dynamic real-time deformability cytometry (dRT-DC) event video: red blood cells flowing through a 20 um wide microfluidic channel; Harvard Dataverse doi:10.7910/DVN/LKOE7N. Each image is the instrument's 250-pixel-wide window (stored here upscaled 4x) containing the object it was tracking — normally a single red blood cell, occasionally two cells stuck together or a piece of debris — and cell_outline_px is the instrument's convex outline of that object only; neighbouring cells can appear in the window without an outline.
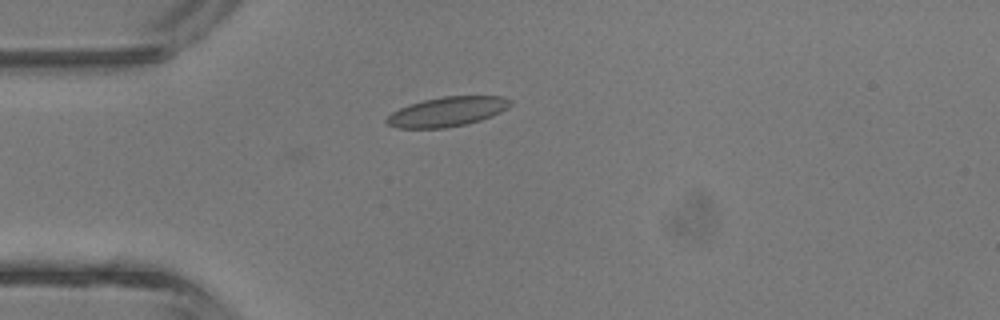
{"species": "common noctule bat (a hibernating species)", "species_latin": "Nyctalus noctula", "temperature_condition": "room temperature", "stored_images_in_passage": 4, "camera_frame_rate_fps": 3000, "um_per_image_px": 0.085, "animal": {"sex": "male", "body_mass_g": 13.3}, "frame": {"image": 1, "passage_image": 4, "time_ms": 3.333, "image_size_px": [1000, 320], "cell_outline_px": [[512, 104], [508, 108], [492, 116], [468, 124], [444, 128], [396, 128], [388, 124], [384, 120], [392, 112], [408, 104], [424, 100], [444, 96], [504, 96], [512, 100]], "centroid_in_image_um": [38.03, 9.49], "position_along_channel_um": 47.0, "area_um2": 21.44}}